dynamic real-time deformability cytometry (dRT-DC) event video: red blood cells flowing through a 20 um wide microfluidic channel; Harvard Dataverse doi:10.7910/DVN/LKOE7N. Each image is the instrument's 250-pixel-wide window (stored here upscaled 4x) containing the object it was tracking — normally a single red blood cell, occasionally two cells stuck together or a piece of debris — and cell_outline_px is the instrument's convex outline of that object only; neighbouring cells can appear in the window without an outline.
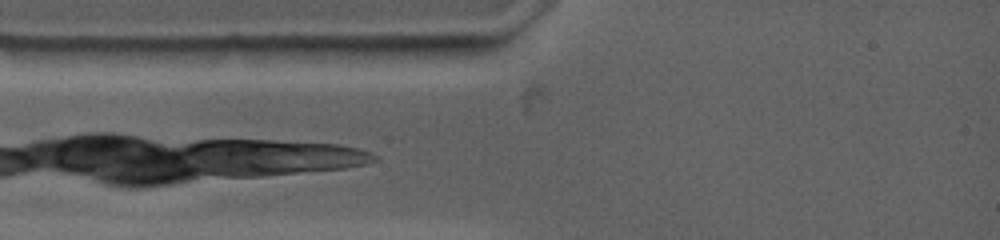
{"species": "common noctule bat (a hibernating species)", "species_latin": "Nyctalus noctula", "temperature_condition": "warm", "stored_images_in_passage": 2, "camera_frame_rate_fps": 4500, "um_per_image_px": 0.085, "animal": {"sex": "female", "body_mass_g": 19.0, "forearm_length_mm": 53.3}, "frame": {"image": 1, "passage_image": 2, "time_ms": 0.667, "image_size_px": [1000, 240], "cell_outline_px": [[240, 48], [216, 60], [160, 64], [116, 48], [232, 44], [240, 44]], "centroid_in_image_um": [15.53, 4.5], "position_along_channel_um": 69.5, "area_um2": 11.16}}